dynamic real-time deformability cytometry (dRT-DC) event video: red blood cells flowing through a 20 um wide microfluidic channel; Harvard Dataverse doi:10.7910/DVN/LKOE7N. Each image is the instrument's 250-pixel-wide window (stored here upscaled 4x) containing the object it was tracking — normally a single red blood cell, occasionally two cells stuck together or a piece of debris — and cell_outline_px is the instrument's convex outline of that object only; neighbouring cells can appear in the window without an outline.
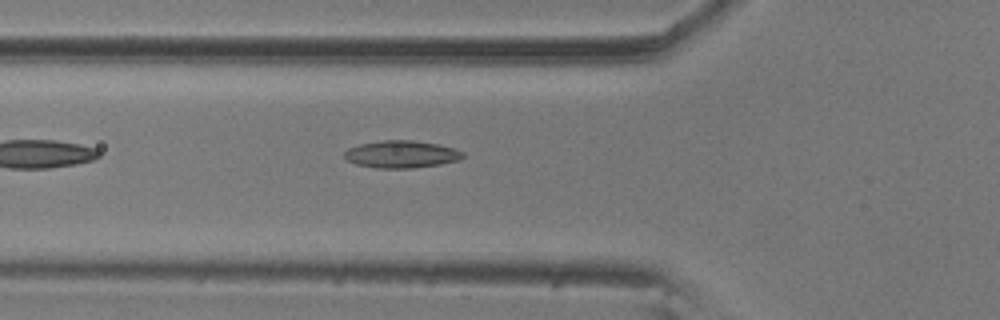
{"species": "common noctule bat (a hibernating species)", "species_latin": "Nyctalus noctula", "temperature_condition": "room temperature", "stored_images_in_passage": 34, "camera_frame_rate_fps": 3000, "um_per_image_px": 0.085, "animal": {"sex": "male", "body_mass_g": 20.5, "forearm_length_mm": 52.5}, "frame": {"image": 1, "passage_image": 3, "time_ms": 0.667, "image_size_px": [1000, 320], "cell_outline_px": [[464, 156], [460, 160], [440, 164], [412, 168], [376, 168], [356, 164], [348, 160], [344, 156], [344, 152], [348, 148], [360, 144], [384, 140], [412, 140], [440, 144], [456, 148], [464, 152]], "centroid_in_image_um": [34.16, 13.1], "position_along_channel_um": 91.6, "area_um2": 18.96}}
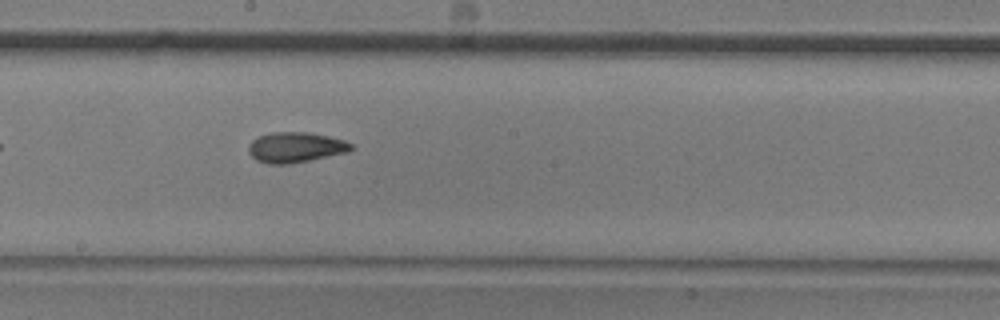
{"frame": {"image": 2, "passage_image": 14, "time_ms": 4.333, "image_size_px": [1000, 320], "cell_outline_px": [[352, 148], [348, 152], [288, 164], [268, 164], [256, 160], [248, 152], [248, 148], [252, 140], [260, 136], [272, 132], [308, 132], [328, 136], [344, 140], [352, 144]], "centroid_in_image_um": [25.1, 12.52], "position_along_channel_um": 223.1, "area_um2": 17.98}}
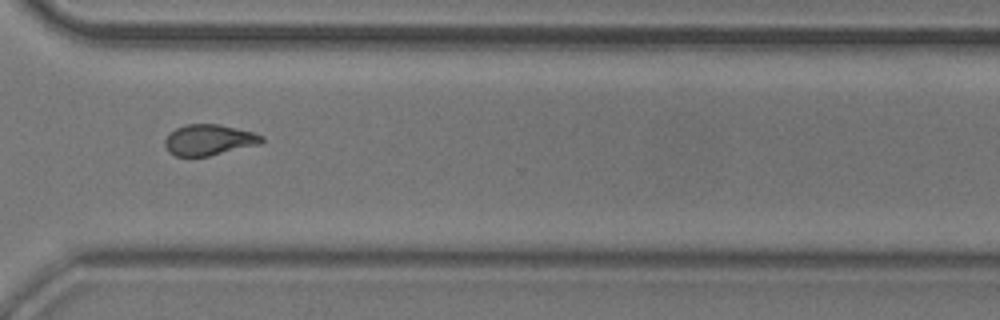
{"frame": {"image": 3, "passage_image": 25, "time_ms": 8.0, "image_size_px": [1000, 320], "cell_outline_px": [[264, 140], [260, 144], [208, 156], [176, 156], [168, 152], [164, 144], [164, 140], [176, 128], [184, 124], [216, 124], [256, 132], [264, 136]], "centroid_in_image_um": [17.78, 11.89], "position_along_channel_um": 352.8, "area_um2": 17.4}, "authors_computed_cell_mechanics": {"area_um2": 17.4556, "velocity_mm_per_s": 3.5568, "shape_relaxation_time_tau1_ms": 7.5428, "shape_relaxation_time_tau2_ms": 3.1347, "deformation_change_tau1": 0.1622, "deformation_change_tau2": 0.0933}}